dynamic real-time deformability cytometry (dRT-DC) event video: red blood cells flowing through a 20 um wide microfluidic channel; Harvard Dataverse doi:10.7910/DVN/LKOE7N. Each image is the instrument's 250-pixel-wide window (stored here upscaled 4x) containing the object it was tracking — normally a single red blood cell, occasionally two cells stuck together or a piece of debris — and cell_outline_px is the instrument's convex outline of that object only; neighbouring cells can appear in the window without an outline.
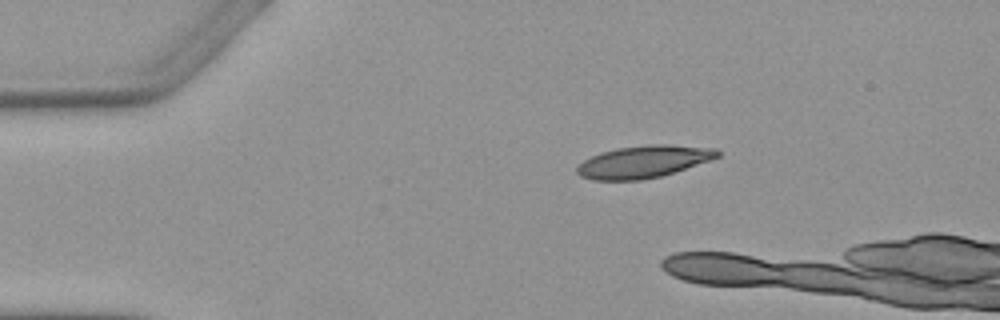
{"species": "Egyptian fruit bat (a non-hibernating species)", "species_latin": "Rousettus aegyptiacus", "temperature_condition": "warm", "stored_images_in_passage": 3, "camera_frame_rate_fps": 3000, "um_per_image_px": 0.085, "animal": {"sex": "female"}, "frame": {"image": 1, "passage_image": 1, "time_ms": 0.0, "image_size_px": [1000, 320], "cell_outline_px": [[720, 156], [712, 160], [660, 176], [640, 180], [592, 180], [580, 176], [576, 172], [576, 168], [584, 160], [600, 152], [616, 148], [648, 144], [668, 144], [716, 148], [720, 152]], "centroid_in_image_um": [54.71, 13.73], "position_along_channel_um": 30.3, "area_um2": 26.47}}